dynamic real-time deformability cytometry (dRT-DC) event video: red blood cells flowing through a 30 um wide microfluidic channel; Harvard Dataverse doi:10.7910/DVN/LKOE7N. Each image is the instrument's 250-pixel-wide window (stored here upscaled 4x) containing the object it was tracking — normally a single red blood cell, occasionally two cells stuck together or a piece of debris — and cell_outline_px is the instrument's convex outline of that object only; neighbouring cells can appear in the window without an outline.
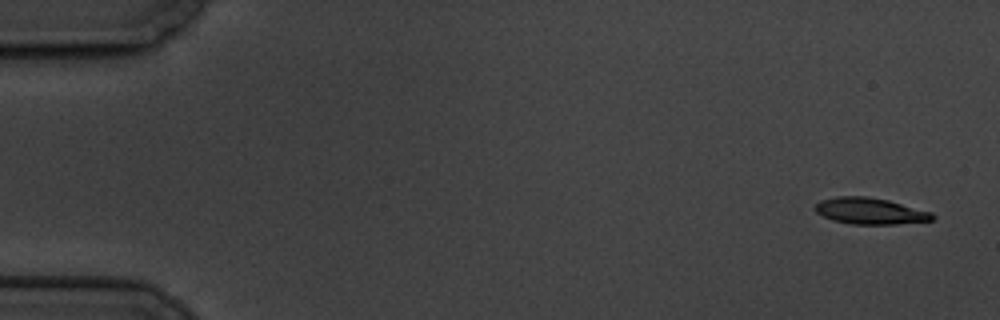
{"species": "common noctule bat (a hibernating species)", "species_latin": "Nyctalus noctula", "temperature_condition": "cold", "stored_images_in_passage": 9, "camera_frame_rate_fps": 3000, "um_per_image_px": 0.085, "animal": {"sex": "male", "body_mass_g": 19.5, "forearm_length_mm": 54.6}, "frame": {"image": 1, "passage_image": 1, "time_ms": 0.0, "image_size_px": [1000, 320], "cell_outline_px": [[936, 216], [932, 220], [896, 224], [852, 224], [832, 220], [816, 212], [812, 208], [820, 200], [836, 196], [868, 196], [888, 200], [932, 212]], "centroid_in_image_um": [73.93, 17.93], "position_along_channel_um": 11.1, "area_um2": 18.09}}
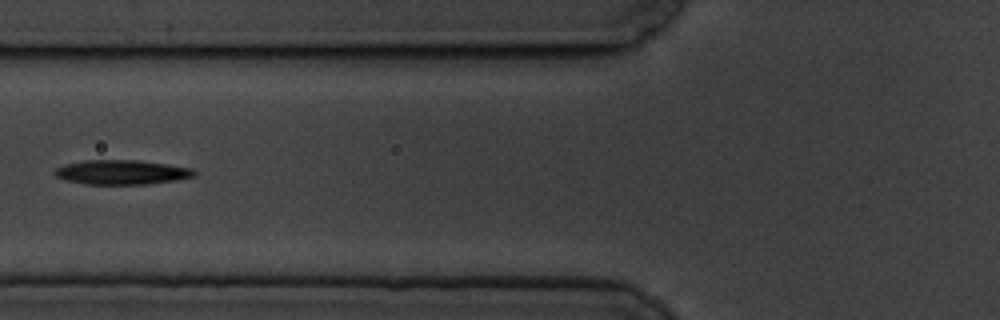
{"frame": {"image": 2, "passage_image": 7, "time_ms": 7.0, "image_size_px": [1000, 320], "cell_outline_px": [[196, 176], [176, 180], [148, 184], [84, 184], [64, 180], [56, 176], [52, 172], [56, 168], [64, 164], [84, 160], [136, 160], [168, 164], [192, 168], [196, 172]], "centroid_in_image_um": [10.32, 14.64], "position_along_channel_um": 115.5, "area_um2": 20.06}}
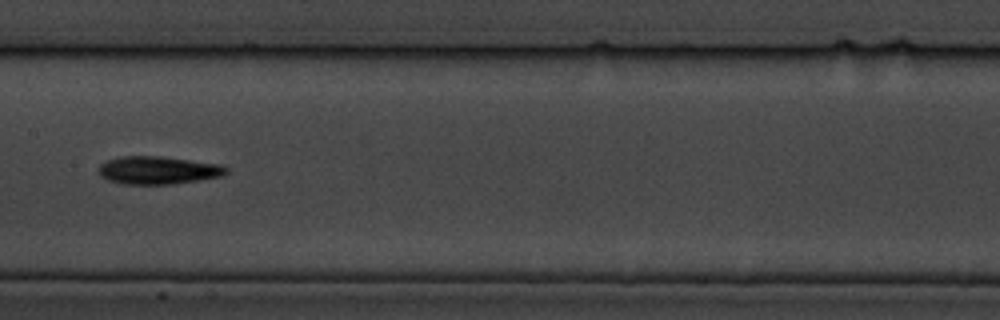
{"frame": {"image": 3, "passage_image": 9, "time_ms": 9.333, "image_size_px": [1000, 320], "cell_outline_px": [[228, 172], [224, 176], [200, 180], [172, 184], [120, 184], [108, 180], [100, 176], [96, 172], [96, 168], [100, 164], [108, 160], [120, 156], [160, 156], [220, 164], [228, 168]], "centroid_in_image_um": [13.4, 14.47], "position_along_channel_um": 194.0, "area_um2": 21.04}}